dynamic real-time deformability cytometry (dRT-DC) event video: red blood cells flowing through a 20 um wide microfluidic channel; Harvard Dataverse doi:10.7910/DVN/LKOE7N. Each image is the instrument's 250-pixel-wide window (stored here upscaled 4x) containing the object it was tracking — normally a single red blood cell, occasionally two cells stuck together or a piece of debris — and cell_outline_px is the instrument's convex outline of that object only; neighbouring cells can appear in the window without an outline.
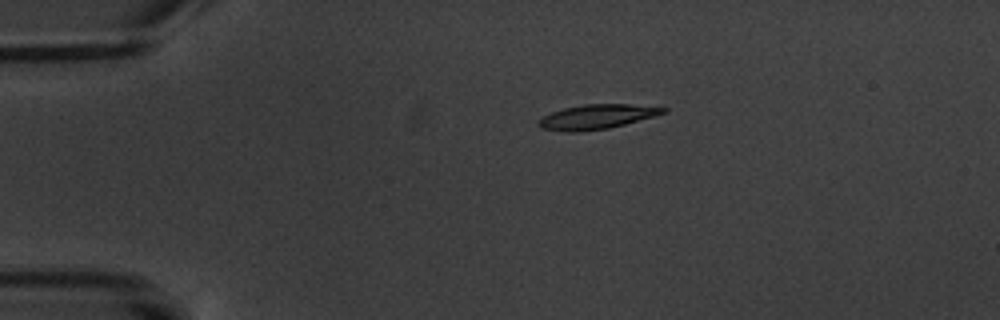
{"species": "common noctule bat (a hibernating species)", "species_latin": "Nyctalus noctula", "temperature_condition": "warm", "stored_images_in_passage": 11, "camera_frame_rate_fps": 3000, "um_per_image_px": 0.085, "animal": {"sex": "male", "body_mass_g": 20.1, "forearm_length_mm": 53.5}, "frame": {"image": 1, "passage_image": 4, "time_ms": 3.667, "image_size_px": [1000, 320], "cell_outline_px": [[668, 112], [656, 116], [608, 128], [580, 132], [568, 132], [540, 128], [536, 124], [536, 120], [552, 112], [564, 108], [584, 104], [628, 104], [668, 108]], "centroid_in_image_um": [50.71, 9.93], "position_along_channel_um": 34.3, "area_um2": 17.92}}